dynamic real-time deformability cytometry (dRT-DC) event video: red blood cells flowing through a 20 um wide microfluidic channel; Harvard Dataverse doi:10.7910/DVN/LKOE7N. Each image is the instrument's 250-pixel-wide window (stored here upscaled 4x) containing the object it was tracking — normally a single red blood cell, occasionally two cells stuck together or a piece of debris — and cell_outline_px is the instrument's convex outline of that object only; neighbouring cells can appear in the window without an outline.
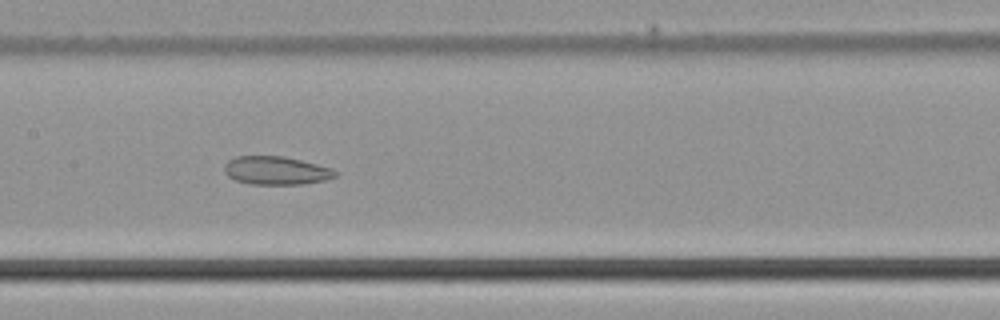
{"species": "common noctule bat (a hibernating species)", "species_latin": "Nyctalus noctula", "temperature_condition": "cold", "stored_images_in_passage": 49, "camera_frame_rate_fps": 3000, "um_per_image_px": 0.085, "animal": {"sex": "male", "body_mass_g": 21.5, "forearm_length_mm": 52.0}, "frame": {"image": 1, "passage_image": 24, "time_ms": 7.667, "image_size_px": [1000, 320], "cell_outline_px": [[336, 176], [324, 180], [304, 184], [248, 184], [236, 180], [228, 176], [224, 172], [224, 164], [228, 160], [236, 156], [284, 156], [332, 168], [336, 172]], "centroid_in_image_um": [23.43, 14.49], "position_along_channel_um": 184.0, "area_um2": 18.26}}
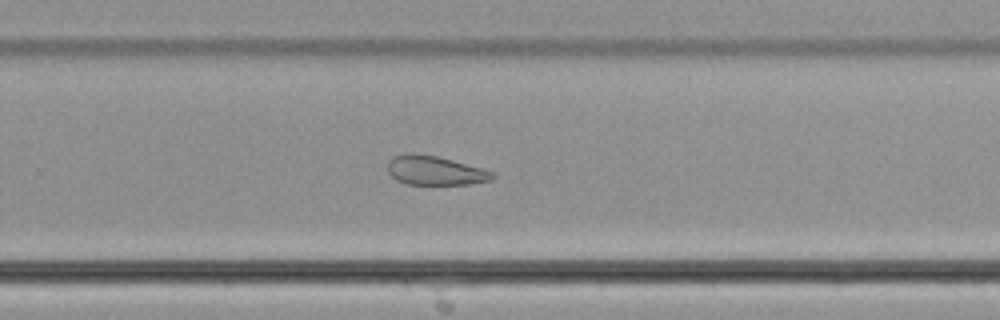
{"frame": {"image": 2, "passage_image": 32, "time_ms": 10.333, "image_size_px": [1000, 320], "cell_outline_px": [[496, 176], [492, 180], [468, 184], [408, 184], [396, 180], [388, 172], [388, 160], [392, 156], [408, 152], [412, 152], [436, 156], [452, 160], [496, 172]], "centroid_in_image_um": [36.97, 14.48], "position_along_channel_um": 292.8, "area_um2": 17.92}}
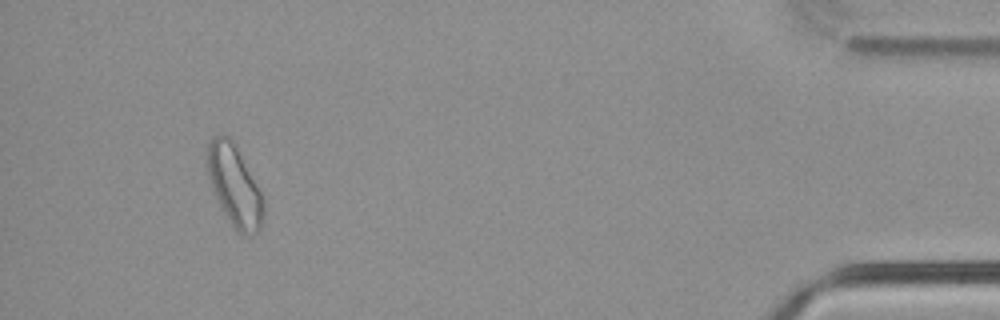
{"frame": {"image": 3, "passage_image": 46, "time_ms": 15.0, "image_size_px": [1000, 320], "cell_outline_px": [[264, 220], [260, 228], [252, 236], [244, 236], [232, 224], [220, 204], [212, 188], [208, 176], [208, 144], [212, 136], [228, 136], [236, 144], [264, 200]], "centroid_in_image_um": [19.96, 15.8], "position_along_channel_um": 415.2, "area_um2": 25.95}}